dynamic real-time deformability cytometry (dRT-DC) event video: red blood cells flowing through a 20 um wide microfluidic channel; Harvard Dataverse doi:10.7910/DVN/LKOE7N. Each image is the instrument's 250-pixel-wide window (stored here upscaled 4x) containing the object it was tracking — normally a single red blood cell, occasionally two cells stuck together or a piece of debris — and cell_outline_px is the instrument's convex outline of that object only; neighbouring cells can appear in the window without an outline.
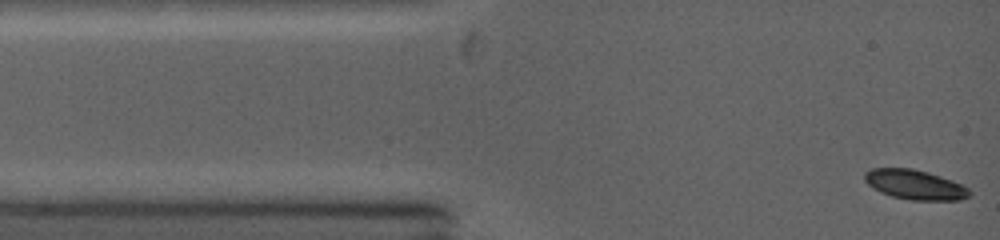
{"species": "common noctule bat (a hibernating species)", "species_latin": "Nyctalus noctula", "temperature_condition": "warm", "stored_images_in_passage": 60, "camera_frame_rate_fps": 5000, "um_per_image_px": 0.085, "animal": {"sex": "female", "body_mass_g": 19.0, "forearm_length_mm": 53.3}, "frame": {"image": 1, "passage_image": 1, "time_ms": 0.0, "image_size_px": [1000, 240], "cell_outline_px": [[972, 192], [968, 196], [960, 200], [908, 200], [892, 196], [880, 192], [872, 188], [864, 180], [864, 172], [872, 168], [912, 168], [928, 172], [952, 180], [968, 188]], "centroid_in_image_um": [77.74, 15.69], "position_along_channel_um": 7.3, "area_um2": 18.21}}
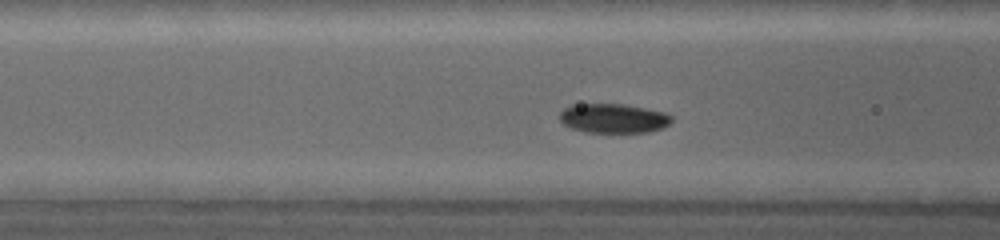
{"frame": {"image": 2, "passage_image": 29, "time_ms": 3.8, "image_size_px": [1000, 240], "cell_outline_px": [[672, 120], [664, 128], [648, 132], [584, 132], [572, 128], [564, 124], [560, 120], [560, 112], [564, 108], [572, 104], [620, 104], [644, 108], [664, 112], [672, 116]], "centroid_in_image_um": [52.13, 10.06], "position_along_channel_um": 114.5, "area_um2": 19.07}}
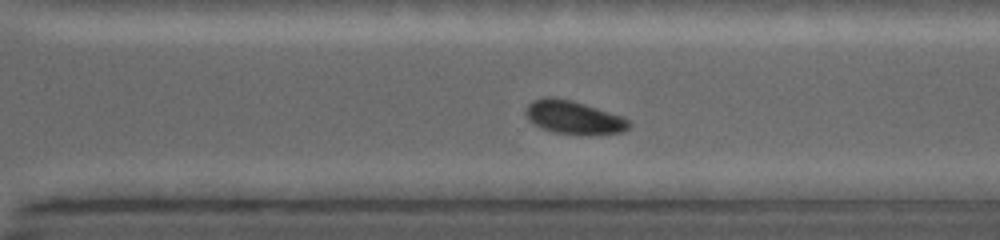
{"frame": {"image": 3, "passage_image": 56, "time_ms": 8.6, "image_size_px": [1000, 240], "cell_outline_px": [[632, 124], [628, 128], [620, 132], [552, 132], [540, 128], [532, 124], [528, 120], [524, 112], [524, 108], [532, 100], [548, 96], [552, 96], [572, 100], [624, 116]], "centroid_in_image_um": [48.67, 9.92], "position_along_channel_um": 321.9, "area_um2": 19.65}}